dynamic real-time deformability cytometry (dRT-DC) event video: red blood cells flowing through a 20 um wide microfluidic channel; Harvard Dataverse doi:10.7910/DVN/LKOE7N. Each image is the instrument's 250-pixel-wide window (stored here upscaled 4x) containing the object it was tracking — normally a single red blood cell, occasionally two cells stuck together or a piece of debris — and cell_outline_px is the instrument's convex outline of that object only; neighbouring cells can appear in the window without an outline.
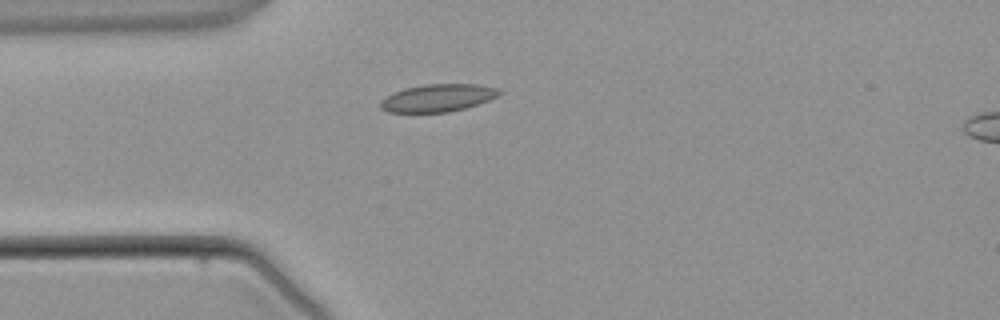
{"species": "common noctule bat (a hibernating species)", "species_latin": "Nyctalus noctula", "temperature_condition": "warm", "stored_images_in_passage": 4, "camera_frame_rate_fps": 3000, "um_per_image_px": 0.085, "animal": {"sex": "male", "body_mass_g": 21.5, "forearm_length_mm": 52.0}, "frame": {"image": 1, "passage_image": 4, "time_ms": 4.0, "image_size_px": [1000, 320], "cell_outline_px": [[500, 92], [496, 96], [488, 100], [464, 108], [448, 112], [388, 112], [380, 108], [380, 100], [404, 88], [424, 84], [476, 84], [500, 88]], "centroid_in_image_um": [37.2, 8.31], "position_along_channel_um": 47.8, "area_um2": 18.84}}